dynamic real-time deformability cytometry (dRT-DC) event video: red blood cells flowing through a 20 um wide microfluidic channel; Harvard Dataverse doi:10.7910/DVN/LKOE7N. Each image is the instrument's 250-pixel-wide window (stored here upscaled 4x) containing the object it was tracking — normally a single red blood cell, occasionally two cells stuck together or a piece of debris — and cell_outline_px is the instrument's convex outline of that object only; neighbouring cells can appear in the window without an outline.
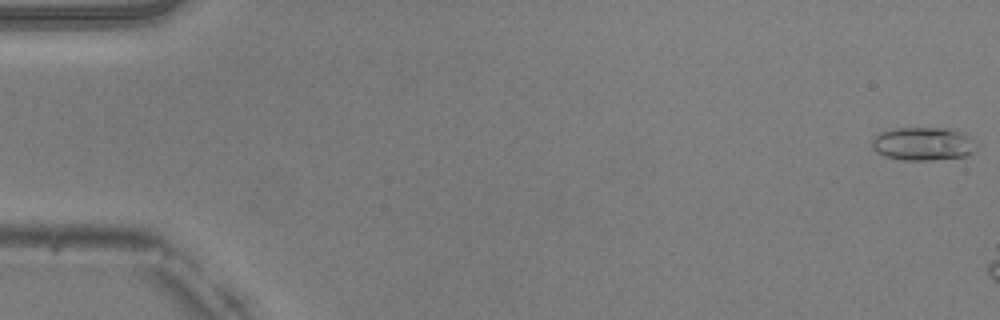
{"species": "common noctule bat (a hibernating species)", "species_latin": "Nyctalus noctula", "temperature_condition": "warm", "stored_images_in_passage": 9, "camera_frame_rate_fps": 3000, "um_per_image_px": 0.085, "animal": {"sex": "male", "body_mass_g": 20.5, "forearm_length_mm": 52.5}, "frame": {"image": 1, "passage_image": 1, "time_ms": 0.0, "image_size_px": [1000, 320], "cell_outline_px": [[976, 148], [968, 156], [932, 160], [904, 160], [884, 156], [876, 152], [872, 148], [872, 140], [880, 132], [900, 128], [956, 128], [964, 132], [976, 144]], "centroid_in_image_um": [78.49, 12.22], "position_along_channel_um": 6.5, "area_um2": 20.4}}